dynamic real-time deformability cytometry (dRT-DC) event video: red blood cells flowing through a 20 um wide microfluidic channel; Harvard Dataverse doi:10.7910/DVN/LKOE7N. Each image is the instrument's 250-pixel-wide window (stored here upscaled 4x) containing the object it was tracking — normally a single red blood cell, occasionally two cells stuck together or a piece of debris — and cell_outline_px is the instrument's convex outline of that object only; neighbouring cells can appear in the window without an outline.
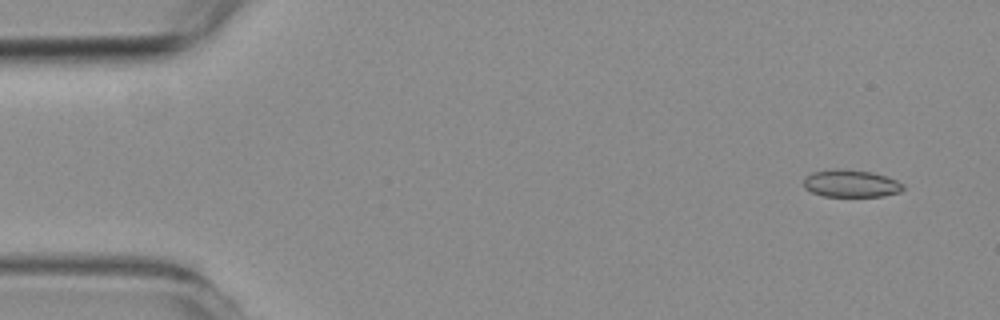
{"species": "common noctule bat (a hibernating species)", "species_latin": "Nyctalus noctula", "temperature_condition": "room temperature", "stored_images_in_passage": 12, "camera_frame_rate_fps": 3000, "um_per_image_px": 0.085, "animal": {"sex": "female", "body_mass_g": 19.3, "forearm_length_mm": 54.1}, "frame": {"image": 1, "passage_image": 1, "time_ms": 0.0, "image_size_px": [1000, 320], "cell_outline_px": [[904, 188], [900, 192], [884, 196], [824, 196], [812, 192], [804, 188], [804, 176], [812, 172], [872, 172], [896, 180], [904, 184]], "centroid_in_image_um": [72.36, 15.66], "position_along_channel_um": 12.6, "area_um2": 15.03}}